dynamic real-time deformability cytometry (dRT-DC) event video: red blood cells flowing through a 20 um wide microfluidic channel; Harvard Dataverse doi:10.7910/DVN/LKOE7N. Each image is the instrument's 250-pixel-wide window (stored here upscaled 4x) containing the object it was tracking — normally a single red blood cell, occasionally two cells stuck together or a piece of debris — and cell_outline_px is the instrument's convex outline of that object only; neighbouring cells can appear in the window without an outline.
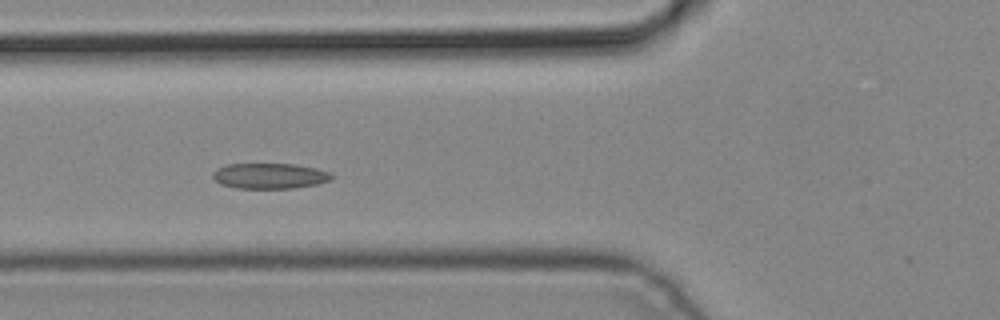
{"species": "common noctule bat (a hibernating species)", "species_latin": "Nyctalus noctula", "temperature_condition": "cold", "stored_images_in_passage": 4, "camera_frame_rate_fps": 3000, "um_per_image_px": 0.085, "animal": {"sex": "male", "body_mass_g": 19.2, "forearm_length_mm": 51.8}, "frame": {"image": 1, "passage_image": 3, "time_ms": 0.667, "image_size_px": [1000, 320], "cell_outline_px": [[332, 180], [320, 184], [292, 188], [240, 188], [220, 184], [212, 176], [212, 172], [216, 168], [228, 164], [296, 164], [316, 168], [332, 172]], "centroid_in_image_um": [22.96, 14.95], "position_along_channel_um": 102.8, "area_um2": 17.8}}
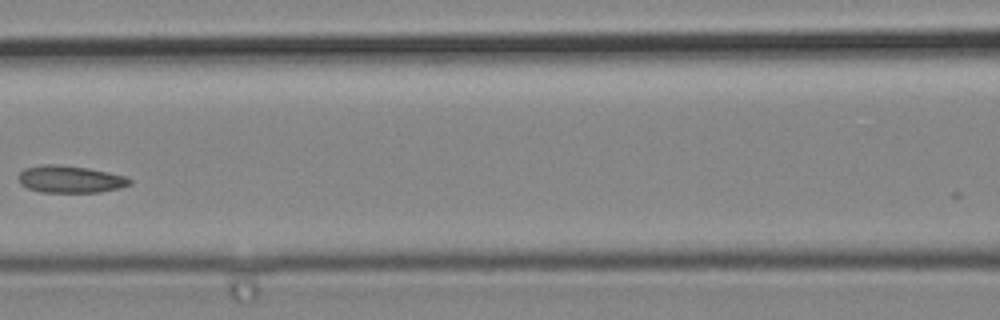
{"frame": {"image": 2, "passage_image": 4, "time_ms": 1.0, "image_size_px": [1000, 320], "cell_outline_px": [[132, 184], [120, 188], [100, 192], [40, 192], [28, 188], [20, 184], [16, 176], [24, 168], [40, 164], [56, 164], [88, 168], [124, 176], [132, 180]], "centroid_in_image_um": [5.92, 15.23], "position_along_channel_um": 160.7, "area_um2": 17.74}}